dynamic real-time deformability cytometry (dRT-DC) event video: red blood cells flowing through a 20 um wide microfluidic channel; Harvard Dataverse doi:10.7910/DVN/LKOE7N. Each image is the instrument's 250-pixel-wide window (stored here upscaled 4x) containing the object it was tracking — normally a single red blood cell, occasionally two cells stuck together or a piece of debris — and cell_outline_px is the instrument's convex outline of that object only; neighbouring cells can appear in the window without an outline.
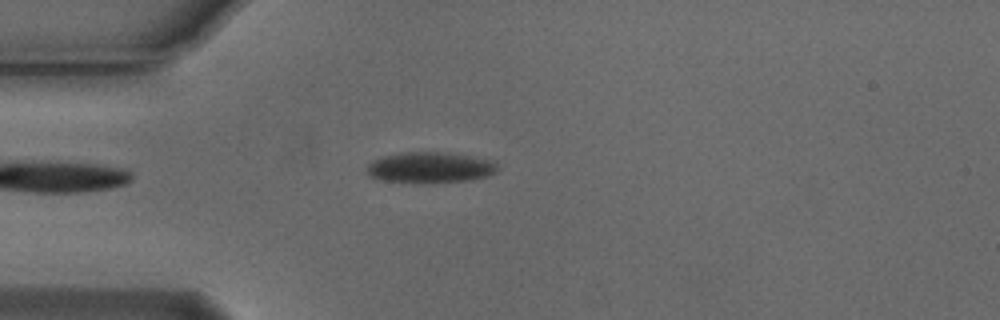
{"species": "Egyptian fruit bat (a non-hibernating species)", "species_latin": "Rousettus aegyptiacus", "temperature_condition": "cold", "stored_images_in_passage": 41, "camera_frame_rate_fps": 3000, "um_per_image_px": 0.085, "animal": {"sex": "male"}, "frame": {"image": 1, "passage_image": 1, "time_ms": 0.0, "image_size_px": [1000, 320], "cell_outline_px": [[500, 168], [496, 172], [488, 176], [468, 180], [428, 184], [420, 184], [384, 180], [368, 176], [368, 164], [372, 160], [380, 156], [400, 152], [448, 152], [492, 160]], "centroid_in_image_um": [36.55, 14.24], "position_along_channel_um": 48.5, "area_um2": 23.99}}
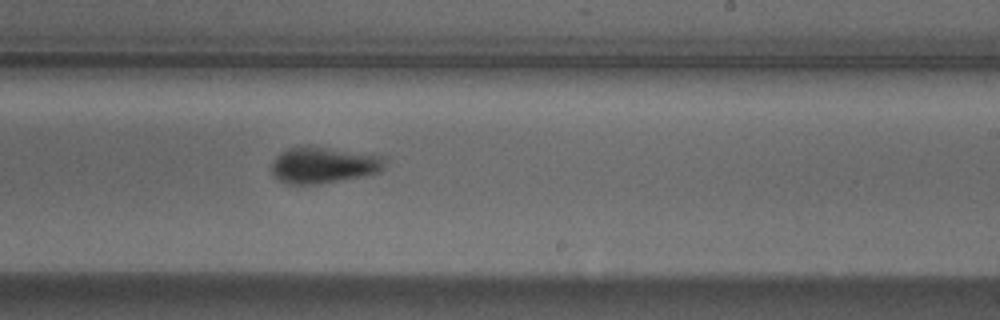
{"frame": {"image": 2, "passage_image": 19, "time_ms": 6.0, "image_size_px": [1000, 320], "cell_outline_px": [[388, 156], [384, 168], [380, 172], [364, 176], [312, 184], [284, 184], [272, 172], [272, 164], [276, 156], [280, 152], [288, 148], [300, 144], [308, 144]], "centroid_in_image_um": [27.54, 13.98], "position_along_channel_um": 261.5, "area_um2": 24.57}}
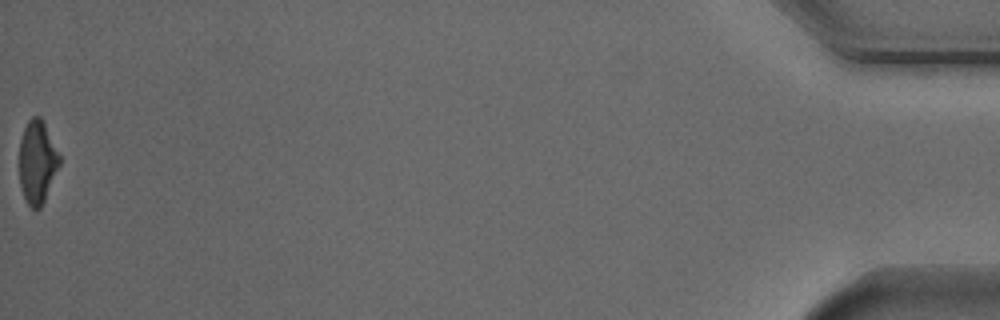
{"frame": {"image": 3, "passage_image": 41, "time_ms": 13.333, "image_size_px": [1000, 320], "cell_outline_px": [[60, 164], [44, 200], [40, 208], [32, 208], [28, 204], [20, 188], [20, 140], [24, 128], [28, 120], [32, 116], [40, 116], [44, 120], [60, 156]], "centroid_in_image_um": [3.17, 13.72], "position_along_channel_um": 432.0, "area_um2": 19.31}, "authors_computed_cell_mechanics": {"area_um2": 23.0044, "velocity_mm_per_s": 3.7628, "shape_relaxation_time_tau1_ms": 2.4479, "shape_relaxation_time_tau2_ms": 7.9242, "deformation_change_tau1": 0.111, "deformation_change_tau2": 0.1245}}